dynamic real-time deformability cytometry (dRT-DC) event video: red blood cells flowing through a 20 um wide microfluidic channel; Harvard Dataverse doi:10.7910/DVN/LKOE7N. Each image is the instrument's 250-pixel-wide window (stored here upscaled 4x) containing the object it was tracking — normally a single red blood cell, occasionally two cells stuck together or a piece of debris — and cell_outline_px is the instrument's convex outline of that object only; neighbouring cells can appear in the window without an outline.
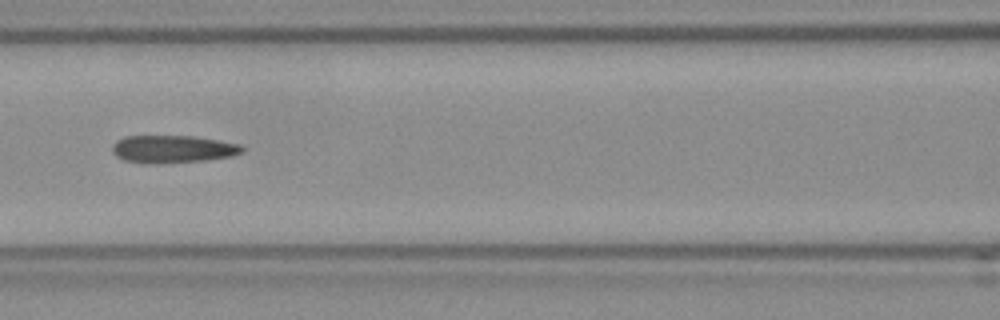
{"species": "Egyptian fruit bat (a non-hibernating species)", "species_latin": "Rousettus aegyptiacus", "temperature_condition": "room temperature", "stored_images_in_passage": 41, "camera_frame_rate_fps": 3000, "um_per_image_px": 0.085, "frame": {"image": 1, "passage_image": 18, "time_ms": 5.667, "image_size_px": [1000, 320], "cell_outline_px": [[244, 152], [232, 156], [208, 160], [156, 164], [124, 160], [116, 156], [112, 152], [112, 144], [116, 140], [124, 136], [192, 136], [240, 144], [244, 148]], "centroid_in_image_um": [14.67, 12.67], "position_along_channel_um": 151.9, "area_um2": 20.98}}